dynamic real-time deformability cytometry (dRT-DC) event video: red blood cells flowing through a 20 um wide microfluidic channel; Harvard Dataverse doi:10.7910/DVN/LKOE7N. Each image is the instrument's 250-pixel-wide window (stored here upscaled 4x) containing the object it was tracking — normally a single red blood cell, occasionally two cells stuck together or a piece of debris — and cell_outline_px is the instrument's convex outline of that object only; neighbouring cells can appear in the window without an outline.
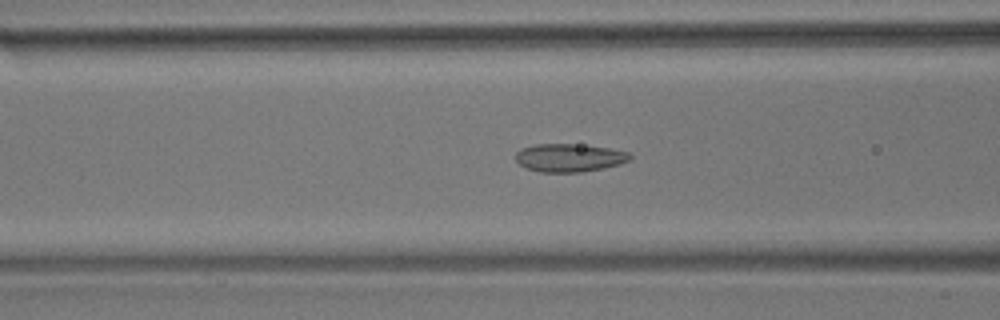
{"species": "common noctule bat (a hibernating species)", "species_latin": "Nyctalus noctula", "temperature_condition": "room temperature", "stored_images_in_passage": 48, "camera_frame_rate_fps": 3000, "um_per_image_px": 0.085, "animal": {"sex": "male", "body_mass_g": 17.9}, "frame": {"image": 1, "passage_image": 14, "time_ms": 4.333, "image_size_px": [1000, 320], "cell_outline_px": [[632, 156], [628, 160], [620, 164], [604, 168], [580, 172], [540, 172], [528, 168], [520, 164], [516, 160], [516, 152], [520, 148], [536, 144], [572, 144], [608, 148], [628, 152]], "centroid_in_image_um": [48.37, 13.41], "position_along_channel_um": 118.2, "area_um2": 18.55}}
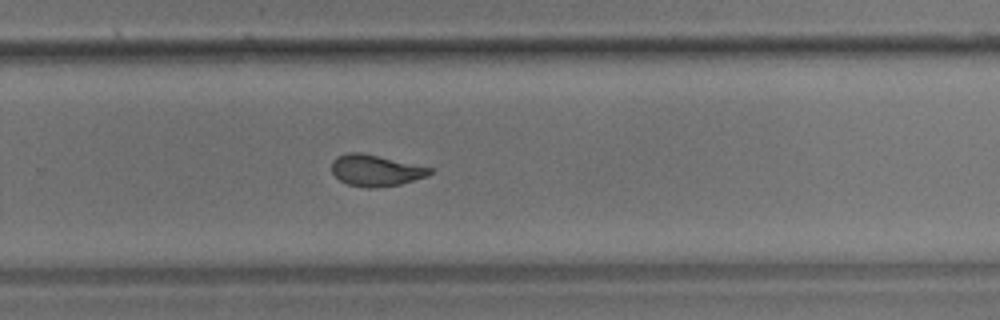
{"frame": {"image": 2, "passage_image": 29, "time_ms": 9.333, "image_size_px": [1000, 320], "cell_outline_px": [[432, 172], [428, 176], [400, 184], [376, 188], [368, 188], [348, 184], [340, 180], [332, 172], [332, 160], [336, 156], [348, 152], [360, 152], [432, 168]], "centroid_in_image_um": [31.91, 14.49], "position_along_channel_um": 297.9, "area_um2": 17.8}}
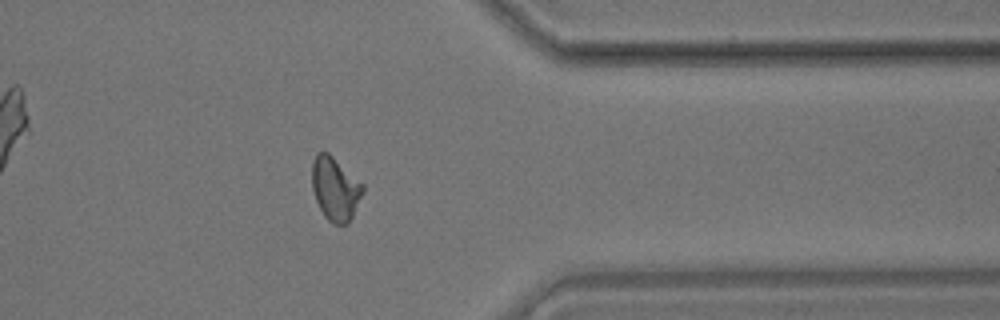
{"frame": {"image": 3, "passage_image": 37, "time_ms": 12.0, "image_size_px": [1000, 320], "cell_outline_px": [[364, 192], [348, 224], [332, 224], [324, 216], [316, 200], [312, 188], [312, 160], [316, 152], [328, 152], [364, 184]], "centroid_in_image_um": [28.49, 16.03], "position_along_channel_um": 382.9, "area_um2": 18.9}, "authors_computed_cell_mechanics": {"area_um2": 18.5249, "velocity_mm_per_s": 3.5993, "shape_relaxation_time_tau1_ms": null, "shape_relaxation_time_tau2_ms": 1.2673, "deformation_change_tau1": null, "deformation_change_tau2": 0.08}}